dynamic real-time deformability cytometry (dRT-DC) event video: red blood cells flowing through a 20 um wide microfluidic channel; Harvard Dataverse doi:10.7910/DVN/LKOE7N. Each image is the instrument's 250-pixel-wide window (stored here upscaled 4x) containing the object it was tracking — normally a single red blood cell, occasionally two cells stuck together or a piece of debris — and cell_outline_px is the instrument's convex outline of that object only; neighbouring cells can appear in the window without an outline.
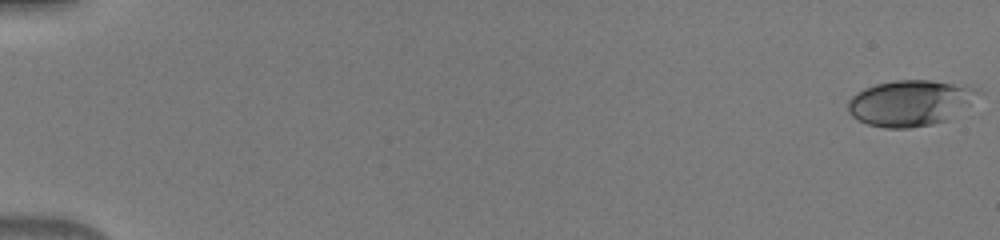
{"species": "human", "species_latin": "Homo sapiens", "temperature_condition": "warm", "stored_images_in_passage": 35, "camera_frame_rate_fps": 3000, "um_per_image_px": 0.085, "donor": {"sex": "male"}, "frame": {"image": 1, "passage_image": 1, "time_ms": 0.0, "image_size_px": [1000, 240], "cell_outline_px": [[984, 92], [948, 120], [932, 124], [908, 128], [884, 128], [868, 124], [852, 116], [848, 112], [848, 100], [856, 92], [864, 88], [876, 84], [896, 80], [932, 80], [976, 88]], "centroid_in_image_um": [77.35, 8.75], "position_along_channel_um": 7.6, "area_um2": 34.68}}
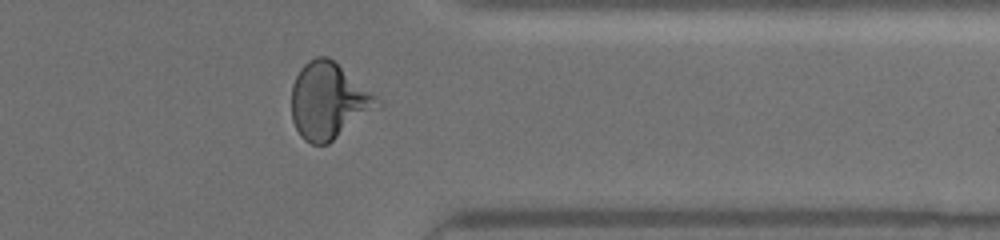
{"frame": {"image": 2, "passage_image": 29, "time_ms": 9.333, "image_size_px": [1000, 240], "cell_outline_px": [[384, 104], [380, 108], [328, 144], [312, 144], [304, 140], [300, 136], [292, 120], [292, 84], [300, 68], [308, 60], [316, 56], [328, 56], [376, 96]], "centroid_in_image_um": [27.94, 8.59], "position_along_channel_um": 383.5, "area_um2": 38.21}}
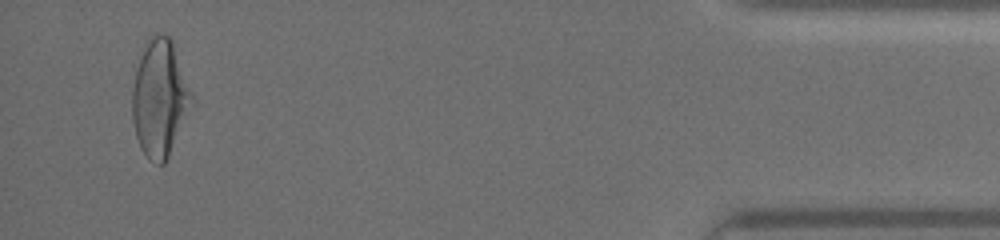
{"frame": {"image": 3, "passage_image": 34, "time_ms": 11.0, "image_size_px": [1000, 240], "cell_outline_px": [[192, 100], [168, 156], [164, 164], [156, 164], [148, 160], [140, 148], [136, 136], [132, 120], [132, 88], [136, 72], [148, 36], [156, 32], [168, 36], [172, 40], [192, 92]], "centroid_in_image_um": [13.54, 8.33], "position_along_channel_um": 421.7, "area_um2": 39.82}}